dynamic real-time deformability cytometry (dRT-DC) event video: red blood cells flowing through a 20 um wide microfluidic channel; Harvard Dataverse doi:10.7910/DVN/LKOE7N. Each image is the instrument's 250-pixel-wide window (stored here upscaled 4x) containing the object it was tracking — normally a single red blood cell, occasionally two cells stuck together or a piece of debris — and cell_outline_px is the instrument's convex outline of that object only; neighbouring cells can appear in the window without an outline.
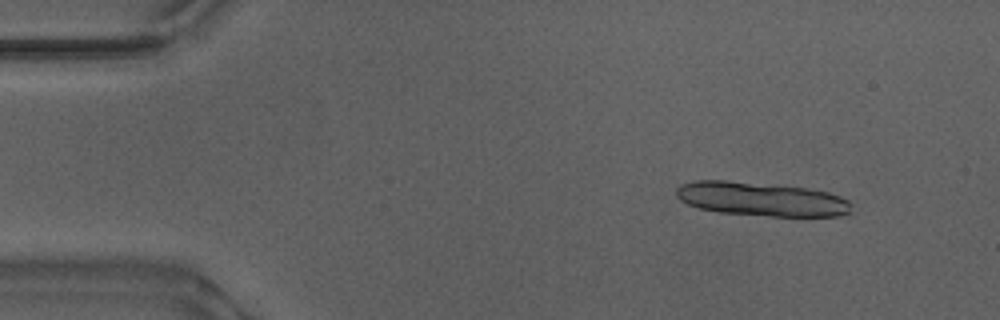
{"species": "Egyptian fruit bat (a non-hibernating species)", "species_latin": "Rousettus aegyptiacus", "temperature_condition": "warm", "stored_images_in_passage": 12, "camera_frame_rate_fps": 3000, "um_per_image_px": 0.085, "animal": {"sex": "male"}, "frame": {"image": 1, "passage_image": 3, "time_ms": 0.667, "image_size_px": [1000, 320], "cell_outline_px": [[852, 212], [840, 216], [772, 216], [720, 212], [700, 208], [688, 204], [680, 200], [676, 196], [676, 188], [680, 184], [696, 180], [728, 180], [804, 188], [828, 192], [840, 196], [848, 200], [852, 204]], "centroid_in_image_um": [64.72, 16.92], "position_along_channel_um": 20.3, "area_um2": 34.56}}